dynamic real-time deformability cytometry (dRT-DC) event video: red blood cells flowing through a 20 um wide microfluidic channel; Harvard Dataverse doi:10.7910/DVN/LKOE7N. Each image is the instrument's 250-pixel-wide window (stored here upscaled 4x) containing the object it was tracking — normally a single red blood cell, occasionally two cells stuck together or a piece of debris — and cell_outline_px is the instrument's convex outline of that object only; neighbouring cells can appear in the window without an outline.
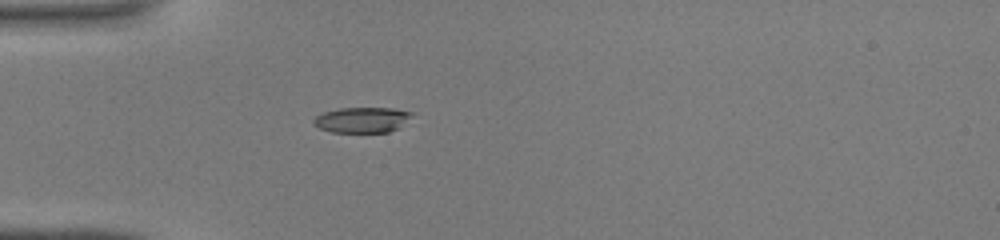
{"species": "common noctule bat (a hibernating species)", "species_latin": "Nyctalus noctula", "temperature_condition": "warm", "stored_images_in_passage": 39, "camera_frame_rate_fps": 3000, "um_per_image_px": 0.085, "animal": {"sex": "male", "body_mass_g": 19.0, "forearm_length_mm": 50.8}, "frame": {"image": 1, "passage_image": 8, "time_ms": 2.333, "image_size_px": [1000, 240], "cell_outline_px": [[412, 112], [400, 128], [388, 132], [332, 132], [320, 128], [312, 124], [312, 120], [316, 116], [324, 112], [340, 108], [392, 108]], "centroid_in_image_um": [30.73, 10.19], "position_along_channel_um": 54.3, "area_um2": 14.45}}
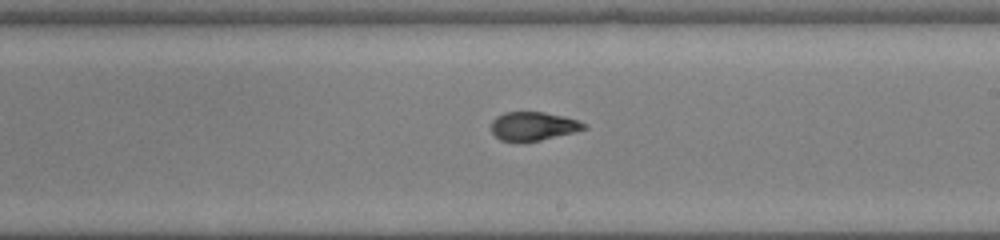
{"frame": {"image": 2, "passage_image": 21, "time_ms": 6.667, "image_size_px": [1000, 240], "cell_outline_px": [[588, 128], [540, 140], [500, 140], [492, 132], [492, 120], [496, 116], [504, 112], [544, 112], [564, 116], [588, 124]], "centroid_in_image_um": [45.33, 10.69], "position_along_channel_um": 243.7, "area_um2": 15.14}}
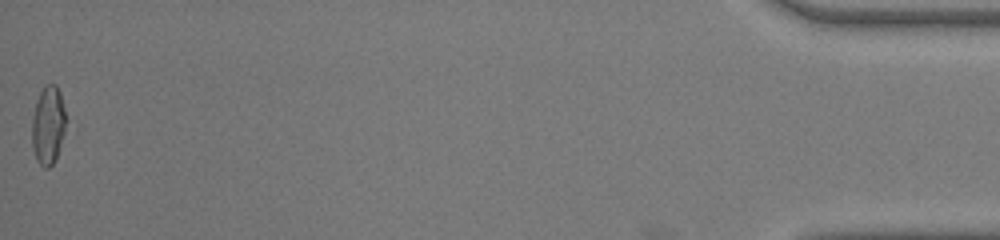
{"frame": {"image": 3, "passage_image": 39, "time_ms": 12.667, "image_size_px": [1000, 240], "cell_outline_px": [[68, 120], [56, 160], [48, 168], [44, 168], [36, 160], [32, 148], [32, 120], [36, 100], [44, 84], [56, 84], [60, 92]], "centroid_in_image_um": [4.11, 10.64], "position_along_channel_um": 431.1, "area_um2": 15.95}}